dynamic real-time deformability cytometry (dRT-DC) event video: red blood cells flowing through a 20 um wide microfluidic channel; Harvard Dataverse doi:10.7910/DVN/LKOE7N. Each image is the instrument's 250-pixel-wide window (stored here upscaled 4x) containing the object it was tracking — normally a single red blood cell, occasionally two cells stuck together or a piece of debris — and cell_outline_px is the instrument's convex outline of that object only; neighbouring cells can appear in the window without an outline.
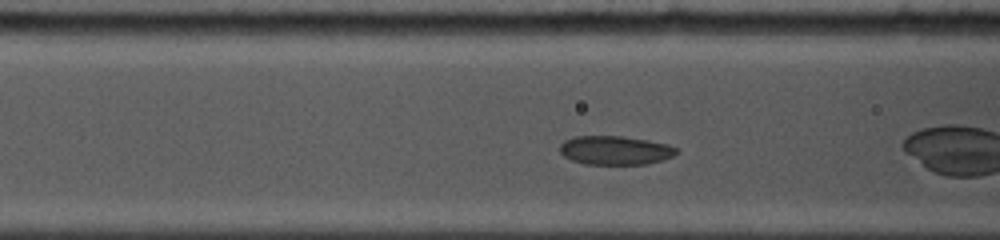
{"species": "common noctule bat (a hibernating species)", "species_latin": "Nyctalus noctula", "temperature_condition": "cold", "stored_images_in_passage": 16, "camera_frame_rate_fps": 5000, "um_per_image_px": 0.085, "animal": {"sex": "female", "body_mass_g": 19.0, "forearm_length_mm": 53.3}, "frame": {"image": 1, "passage_image": 12, "time_ms": 1.8, "image_size_px": [1000, 240], "cell_outline_px": [[676, 152], [672, 156], [664, 160], [644, 164], [584, 164], [572, 160], [564, 156], [560, 152], [560, 144], [564, 140], [576, 136], [620, 136], [648, 140], [668, 144], [676, 148]], "centroid_in_image_um": [52.26, 12.77], "position_along_channel_um": 114.3, "area_um2": 19.54}}